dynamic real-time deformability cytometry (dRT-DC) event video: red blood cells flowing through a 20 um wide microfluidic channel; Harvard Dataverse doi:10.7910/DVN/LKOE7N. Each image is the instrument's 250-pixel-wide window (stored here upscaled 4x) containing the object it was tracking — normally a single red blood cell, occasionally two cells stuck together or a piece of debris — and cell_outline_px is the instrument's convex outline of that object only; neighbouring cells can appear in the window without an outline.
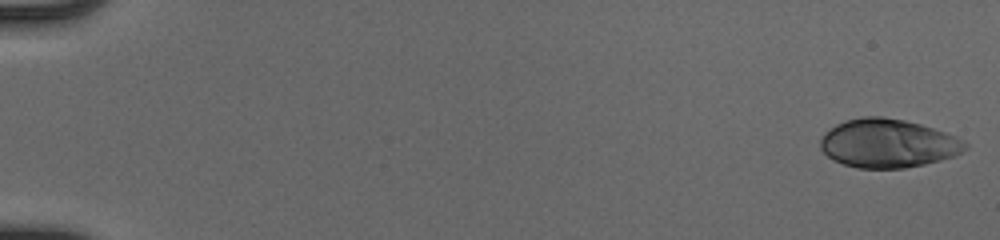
{"species": "human", "species_latin": "Homo sapiens", "temperature_condition": "cold", "stored_images_in_passage": 51, "camera_frame_rate_fps": 3000, "um_per_image_px": 0.085, "donor": {"sex": "male"}, "frame": {"image": 1, "passage_image": 1, "time_ms": 0.0, "image_size_px": [1000, 240], "cell_outline_px": [[968, 148], [956, 156], [924, 164], [904, 168], [856, 168], [832, 160], [820, 148], [820, 140], [824, 132], [836, 124], [844, 120], [864, 116], [880, 116], [904, 120], [920, 124], [956, 136], [964, 140], [968, 144]], "centroid_in_image_um": [75.47, 12.18], "position_along_channel_um": 9.5, "area_um2": 41.21}}
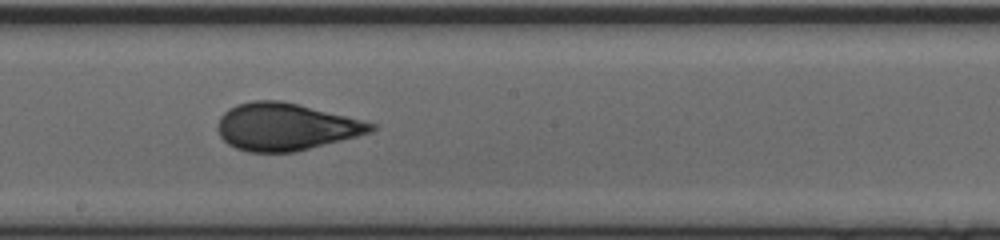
{"frame": {"image": 2, "passage_image": 30, "time_ms": 9.667, "image_size_px": [1000, 240], "cell_outline_px": [[376, 128], [372, 132], [296, 152], [248, 152], [236, 148], [228, 144], [220, 136], [216, 128], [216, 124], [220, 116], [228, 108], [236, 104], [252, 100], [280, 100], [376, 124]], "centroid_in_image_um": [24.21, 10.78], "position_along_channel_um": 224.0, "area_um2": 42.02}}
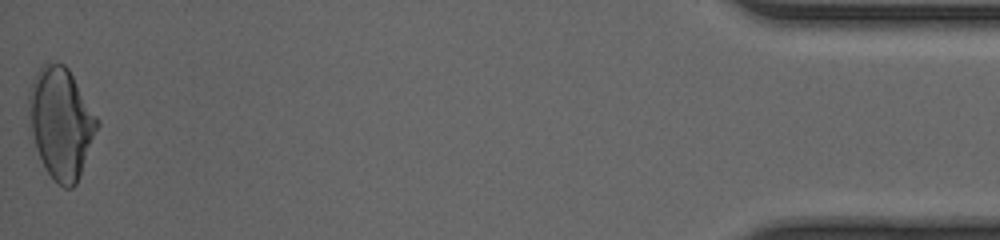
{"frame": {"image": 3, "passage_image": 51, "time_ms": 16.667, "image_size_px": [1000, 240], "cell_outline_px": [[100, 124], [76, 184], [72, 188], [64, 188], [44, 168], [36, 148], [28, 116], [28, 92], [32, 80], [36, 72], [44, 60], [64, 64], [68, 68], [100, 120]], "centroid_in_image_um": [5.18, 10.39], "position_along_channel_um": 430.0, "area_um2": 44.33}, "authors_computed_cell_mechanics": {"area_um2": 40.8646, "velocity_mm_per_s": 4.1383, "shape_relaxation_time_tau1_ms": 4.4826, "shape_relaxation_time_tau2_ms": null, "deformation_change_tau1": 0.1781, "deformation_change_tau2": null}}